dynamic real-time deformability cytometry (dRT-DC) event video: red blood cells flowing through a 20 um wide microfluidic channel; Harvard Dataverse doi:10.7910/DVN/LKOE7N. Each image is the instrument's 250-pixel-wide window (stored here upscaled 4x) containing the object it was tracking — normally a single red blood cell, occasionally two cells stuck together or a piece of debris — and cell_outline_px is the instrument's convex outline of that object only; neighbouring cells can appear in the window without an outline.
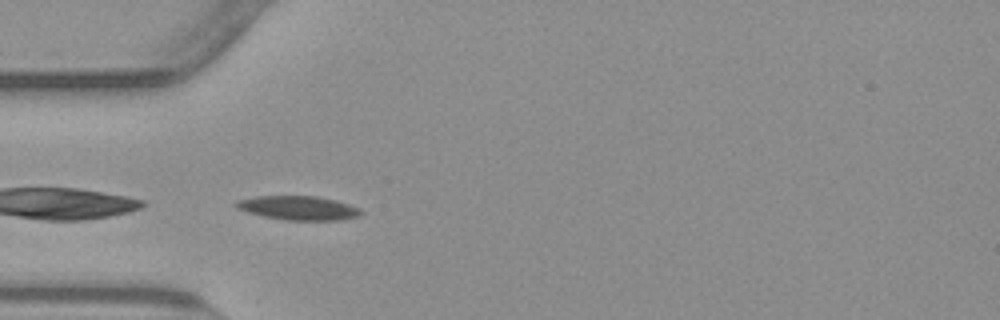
{"species": "common noctule bat (a hibernating species)", "species_latin": "Nyctalus noctula", "temperature_condition": "warm", "stored_images_in_passage": 39, "camera_frame_rate_fps": 3000, "um_per_image_px": 0.085, "animal": {"sex": "male", "body_mass_g": 23.1, "forearm_length_mm": 52.7}, "frame": {"image": 1, "passage_image": 1, "time_ms": 0.0, "image_size_px": [1000, 320], "cell_outline_px": [[364, 212], [360, 216], [340, 220], [284, 220], [264, 216], [248, 212], [236, 208], [232, 204], [236, 200], [256, 196], [316, 196], [336, 200], [360, 208]], "centroid_in_image_um": [25.36, 17.67], "position_along_channel_um": 59.6, "area_um2": 17.63}}
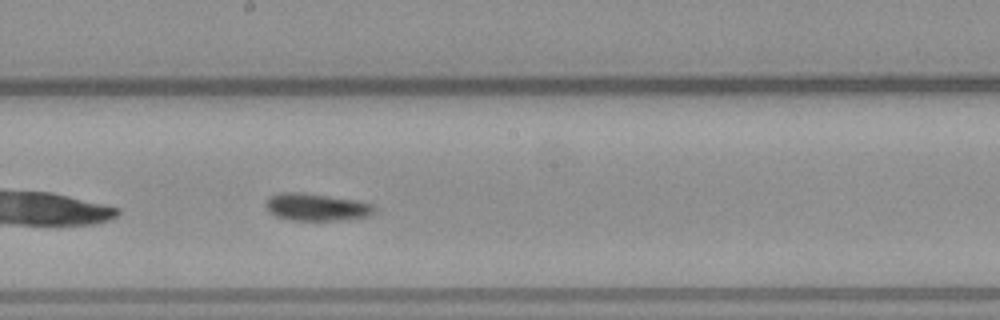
{"frame": {"image": 2, "passage_image": 14, "time_ms": 4.333, "image_size_px": [1000, 320], "cell_outline_px": [[376, 212], [372, 216], [336, 220], [288, 220], [276, 216], [268, 212], [264, 204], [268, 196], [280, 192], [304, 192], [356, 200], [372, 204], [376, 208]], "centroid_in_image_um": [26.87, 17.59], "position_along_channel_um": 221.3, "area_um2": 17.63}}
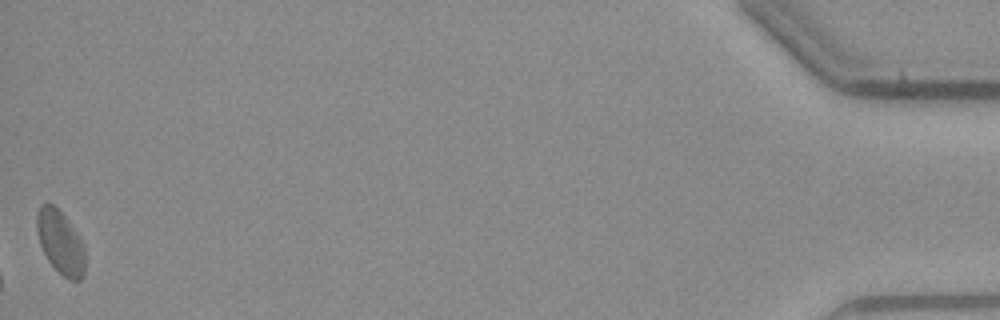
{"frame": {"image": 3, "passage_image": 39, "time_ms": 12.667, "image_size_px": [1000, 320], "cell_outline_px": [[84, 276], [80, 280], [68, 280], [48, 260], [40, 244], [36, 228], [36, 216], [40, 204], [48, 200], [64, 216], [76, 232], [84, 244]], "centroid_in_image_um": [5.12, 20.57], "position_along_channel_um": 430.1, "area_um2": 17.74}, "authors_computed_cell_mechanics": {"area_um2": 17.2244, "velocity_mm_per_s": 3.7667, "shape_relaxation_time_tau1_ms": 7.7796, "shape_relaxation_time_tau2_ms": 2.4345, "deformation_change_tau1": 0.1587, "deformation_change_tau2": 0.0765}}